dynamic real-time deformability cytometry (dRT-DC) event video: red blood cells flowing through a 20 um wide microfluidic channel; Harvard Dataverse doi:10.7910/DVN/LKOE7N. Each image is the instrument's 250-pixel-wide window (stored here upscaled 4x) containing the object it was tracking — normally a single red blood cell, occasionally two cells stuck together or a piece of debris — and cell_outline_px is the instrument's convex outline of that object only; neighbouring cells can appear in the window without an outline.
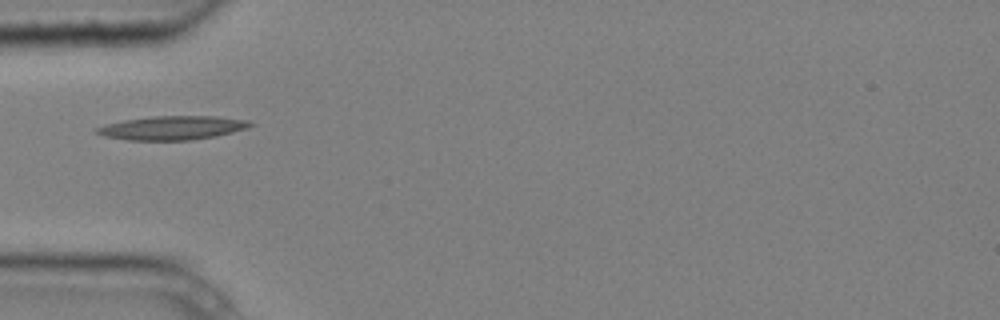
{"species": "common noctule bat (a hibernating species)", "species_latin": "Nyctalus noctula", "temperature_condition": "cold", "stored_images_in_passage": 1, "camera_frame_rate_fps": 3000, "um_per_image_px": 0.085, "animal": {"sex": "male", "body_mass_g": 20.4}, "frame": {"image": 1, "passage_image": 1, "time_ms": 0.0, "image_size_px": [1000, 320], "cell_outline_px": [[256, 124], [248, 128], [216, 136], [192, 140], [128, 140], [104, 136], [92, 132], [96, 128], [104, 124], [124, 120], [152, 116], [216, 116], [248, 120]], "centroid_in_image_um": [14.64, 10.86], "position_along_channel_um": 70.4, "area_um2": 21.5}}